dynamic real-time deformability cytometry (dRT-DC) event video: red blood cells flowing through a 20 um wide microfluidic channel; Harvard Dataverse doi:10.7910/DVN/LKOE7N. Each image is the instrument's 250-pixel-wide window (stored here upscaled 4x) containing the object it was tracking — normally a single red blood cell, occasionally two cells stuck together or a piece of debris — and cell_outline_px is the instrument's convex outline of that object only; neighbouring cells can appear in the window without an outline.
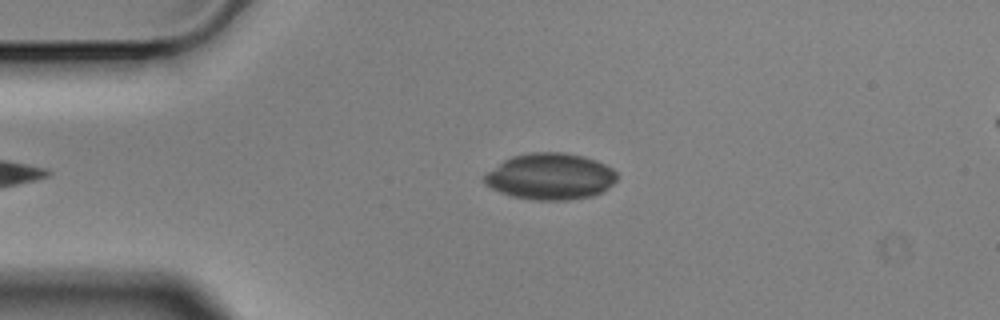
{"species": "Egyptian fruit bat (a non-hibernating species)", "species_latin": "Rousettus aegyptiacus", "temperature_condition": "cold", "stored_images_in_passage": 5, "segment_of_instrument_passage": [1, 2], "camera_frame_rate_fps": 3000, "um_per_image_px": 0.085, "animal": {"sex": "male"}, "frame": {"image": 1, "passage_image": 3, "time_ms": 0.667, "image_size_px": [1000, 320], "cell_outline_px": [[620, 176], [604, 192], [592, 196], [568, 200], [536, 200], [512, 196], [500, 192], [484, 184], [484, 176], [488, 172], [504, 160], [512, 156], [532, 152], [564, 152], [584, 156], [596, 160], [612, 168]], "centroid_in_image_um": [46.81, 15.0], "position_along_channel_um": 38.2, "area_um2": 35.95}}